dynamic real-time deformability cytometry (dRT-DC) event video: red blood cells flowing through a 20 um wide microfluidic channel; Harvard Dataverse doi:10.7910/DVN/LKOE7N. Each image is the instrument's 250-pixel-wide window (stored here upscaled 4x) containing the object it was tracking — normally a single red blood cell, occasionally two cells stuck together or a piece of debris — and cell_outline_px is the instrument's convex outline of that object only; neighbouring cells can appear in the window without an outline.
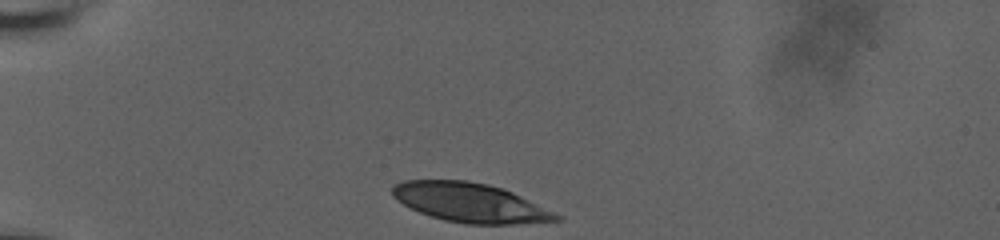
{"species": "human", "species_latin": "Homo sapiens", "temperature_condition": "room temperature", "stored_images_in_passage": 34, "camera_frame_rate_fps": 3000, "um_per_image_px": 0.085, "donor": {"sex": "male"}, "frame": {"image": 1, "passage_image": 1, "time_ms": 0.0, "image_size_px": [1000, 240], "cell_outline_px": [[560, 220], [516, 224], [468, 224], [444, 220], [420, 212], [396, 200], [392, 196], [392, 184], [404, 180], [468, 180], [488, 184], [504, 188], [560, 216]], "centroid_in_image_um": [39.89, 17.21], "position_along_channel_um": 45.1, "area_um2": 37.11}}
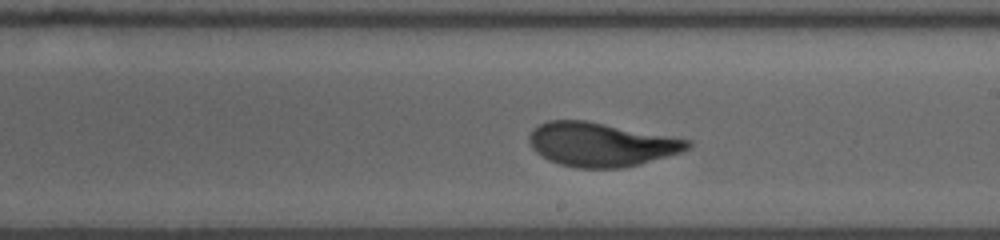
{"frame": {"image": 2, "passage_image": 20, "time_ms": 6.333, "image_size_px": [1000, 240], "cell_outline_px": [[692, 144], [688, 148], [680, 152], [640, 164], [620, 168], [576, 168], [560, 164], [548, 160], [536, 152], [532, 148], [528, 140], [528, 136], [532, 128], [548, 120], [584, 120], [692, 140]], "centroid_in_image_um": [51.05, 12.28], "position_along_channel_um": 238.0, "area_um2": 40.4}}
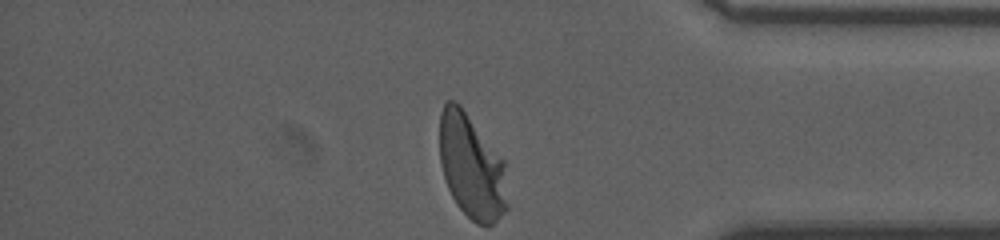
{"frame": {"image": 3, "passage_image": 34, "time_ms": 11.0, "image_size_px": [1000, 240], "cell_outline_px": [[508, 208], [492, 224], [476, 224], [456, 204], [448, 188], [440, 164], [440, 112], [444, 104], [448, 100], [456, 100], [460, 104], [504, 160], [508, 204]], "centroid_in_image_um": [40.08, 14.14], "position_along_channel_um": 395.1, "area_um2": 41.27}, "authors_computed_cell_mechanics": {"area_um2": 40.4022, "velocity_mm_per_s": 3.7249, "shape_relaxation_time_tau1_ms": 4.7404, "shape_relaxation_time_tau2_ms": null, "deformation_change_tau1": 0.2098, "deformation_change_tau2": null}}